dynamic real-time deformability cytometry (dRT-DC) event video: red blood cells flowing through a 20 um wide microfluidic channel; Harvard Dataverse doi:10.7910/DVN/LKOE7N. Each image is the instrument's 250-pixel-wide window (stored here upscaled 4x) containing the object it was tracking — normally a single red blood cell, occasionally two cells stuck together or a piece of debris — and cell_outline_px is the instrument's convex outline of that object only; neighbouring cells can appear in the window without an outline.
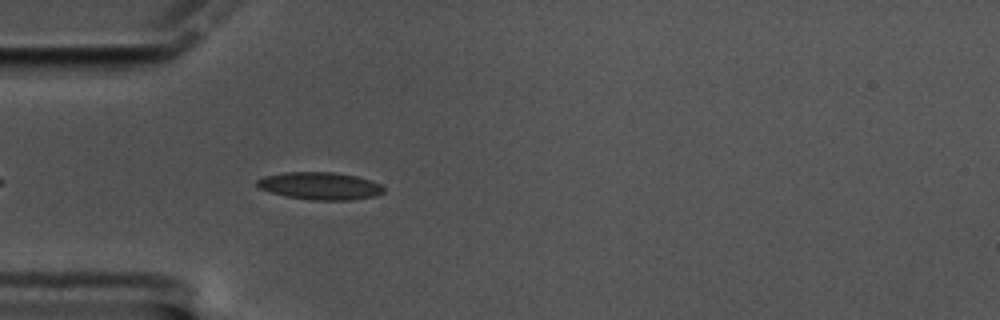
{"species": "common noctule bat (a hibernating species)", "species_latin": "Nyctalus noctula", "temperature_condition": "cold", "stored_images_in_passage": 47, "camera_frame_rate_fps": 3000, "um_per_image_px": 0.085, "animal": {"sex": "male", "body_mass_g": 17.5, "forearm_length_mm": 52.3}, "frame": {"image": 1, "passage_image": 5, "time_ms": 1.333, "image_size_px": [1000, 320], "cell_outline_px": [[384, 192], [376, 196], [352, 200], [312, 200], [288, 196], [272, 192], [260, 188], [256, 184], [256, 180], [264, 176], [284, 172], [332, 172], [356, 176], [380, 184], [384, 188]], "centroid_in_image_um": [27.21, 15.8], "position_along_channel_um": 57.8, "area_um2": 20.11}}
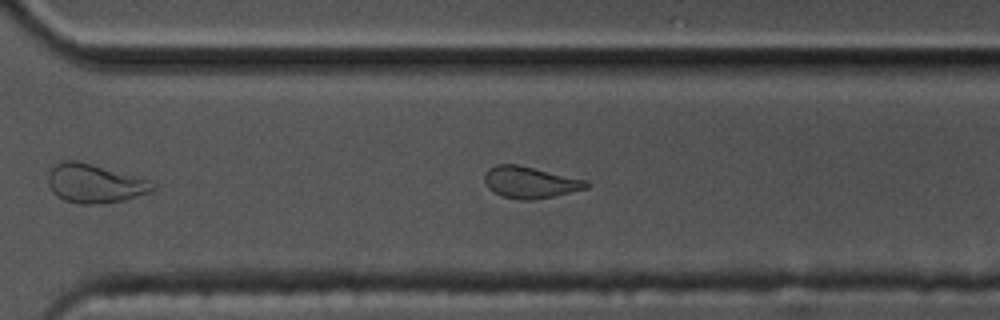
{"frame": {"image": 2, "passage_image": 29, "time_ms": 9.333, "image_size_px": [1000, 320], "cell_outline_px": [[592, 184], [588, 188], [536, 200], [520, 200], [504, 196], [492, 192], [488, 188], [484, 180], [484, 176], [488, 168], [496, 164], [516, 164], [536, 168], [588, 180]], "centroid_in_image_um": [45.08, 15.49], "position_along_channel_um": 325.5, "area_um2": 19.02}}
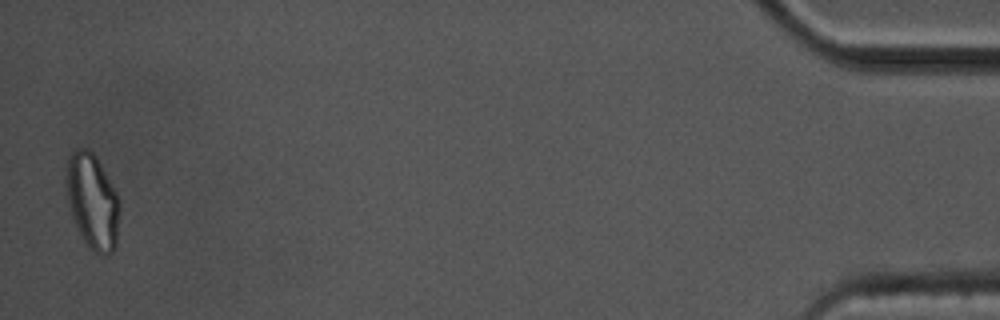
{"frame": {"image": 3, "passage_image": 46, "time_ms": 15.0, "image_size_px": [1000, 320], "cell_outline_px": [[120, 208], [116, 248], [108, 256], [100, 256], [88, 248], [80, 236], [72, 220], [68, 204], [64, 180], [68, 156], [76, 148], [88, 148], [96, 156], [116, 192], [120, 204]], "centroid_in_image_um": [7.83, 17.15], "position_along_channel_um": 427.4, "area_um2": 30.52}, "authors_computed_cell_mechanics": {"area_um2": 19.4786, "velocity_mm_per_s": 3.3961, "shape_relaxation_time_tau1_ms": 5.3994, "shape_relaxation_time_tau2_ms": 2.4189, "deformation_change_tau1": 0.1563, "deformation_change_tau2": 0.1042}}